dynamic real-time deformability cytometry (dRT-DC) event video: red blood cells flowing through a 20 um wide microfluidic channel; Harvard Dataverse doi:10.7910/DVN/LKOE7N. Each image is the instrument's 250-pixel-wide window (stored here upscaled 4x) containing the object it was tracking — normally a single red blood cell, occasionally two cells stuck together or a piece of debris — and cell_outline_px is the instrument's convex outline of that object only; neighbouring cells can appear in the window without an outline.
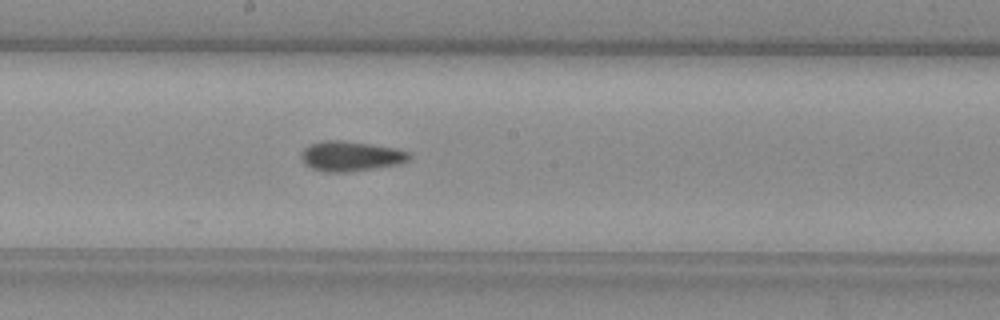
{"species": "common noctule bat (a hibernating species)", "species_latin": "Nyctalus noctula", "temperature_condition": "warm", "stored_images_in_passage": 48, "camera_frame_rate_fps": 3000, "um_per_image_px": 0.085, "animal": {"sex": "female", "body_mass_g": 29.2, "forearm_length_mm": 56.3}, "frame": {"image": 1, "passage_image": 28, "time_ms": 9.0, "image_size_px": [1000, 320], "cell_outline_px": [[412, 156], [408, 160], [400, 164], [348, 172], [324, 172], [312, 168], [304, 164], [300, 156], [304, 148], [312, 144], [324, 140], [340, 140], [396, 148], [412, 152]], "centroid_in_image_um": [29.83, 13.28], "position_along_channel_um": 218.4, "area_um2": 18.9}}